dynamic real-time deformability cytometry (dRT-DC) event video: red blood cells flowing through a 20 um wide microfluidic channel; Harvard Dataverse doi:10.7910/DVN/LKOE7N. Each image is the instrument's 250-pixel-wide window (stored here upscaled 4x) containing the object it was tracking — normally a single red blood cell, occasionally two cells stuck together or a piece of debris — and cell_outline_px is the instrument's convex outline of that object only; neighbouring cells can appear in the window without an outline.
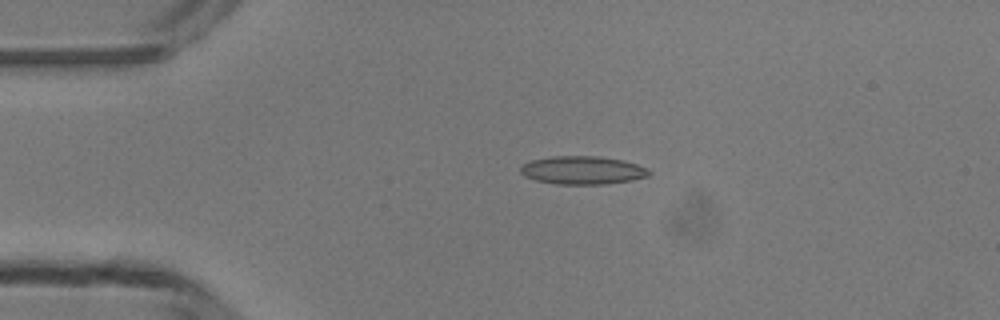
{"species": "common noctule bat (a hibernating species)", "species_latin": "Nyctalus noctula", "temperature_condition": "room temperature", "stored_images_in_passage": 39, "camera_frame_rate_fps": 3000, "um_per_image_px": 0.085, "animal": {"sex": "male", "body_mass_g": 13.3}, "frame": {"image": 1, "passage_image": 1, "time_ms": 0.0, "image_size_px": [1000, 320], "cell_outline_px": [[652, 172], [648, 176], [632, 180], [604, 184], [556, 184], [536, 180], [524, 176], [520, 172], [520, 168], [524, 164], [532, 160], [552, 156], [600, 156], [620, 160], [636, 164], [648, 168]], "centroid_in_image_um": [49.52, 14.47], "position_along_channel_um": 35.5, "area_um2": 21.04}}
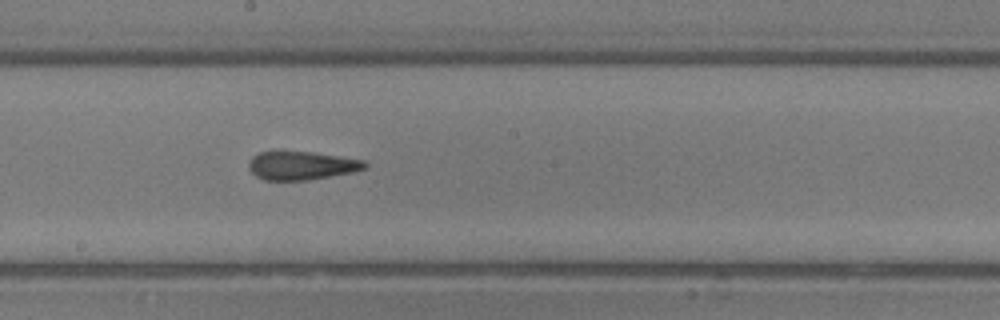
{"frame": {"image": 2, "passage_image": 17, "time_ms": 5.333, "image_size_px": [1000, 320], "cell_outline_px": [[368, 168], [356, 172], [308, 180], [264, 180], [256, 176], [248, 168], [248, 164], [252, 156], [260, 152], [312, 152], [368, 160]], "centroid_in_image_um": [25.71, 14.08], "position_along_channel_um": 222.5, "area_um2": 19.48}}
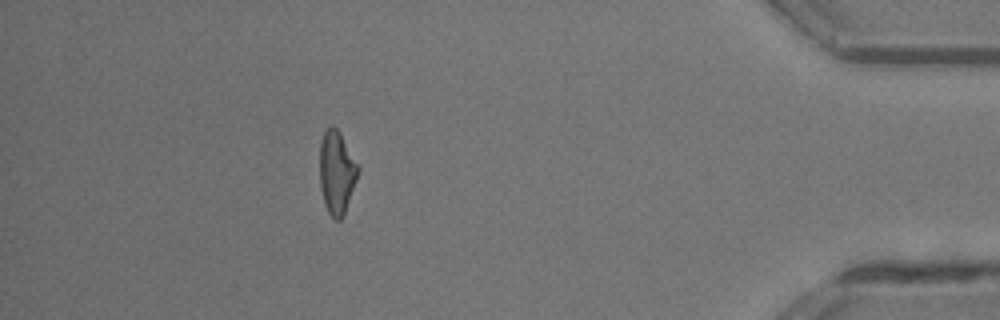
{"frame": {"image": 3, "passage_image": 34, "time_ms": 11.0, "image_size_px": [1000, 320], "cell_outline_px": [[360, 168], [344, 216], [340, 220], [336, 220], [328, 212], [324, 204], [320, 184], [320, 140], [324, 132], [332, 124], [340, 132]], "centroid_in_image_um": [28.62, 14.65], "position_along_channel_um": 406.6, "area_um2": 18.55}, "authors_computed_cell_mechanics": {"area_um2": 19.5364, "velocity_mm_per_s": 4.1947, "shape_relaxation_time_tau1_ms": null, "shape_relaxation_time_tau2_ms": 1.9108, "deformation_change_tau1": null, "deformation_change_tau2": 0.1171}}